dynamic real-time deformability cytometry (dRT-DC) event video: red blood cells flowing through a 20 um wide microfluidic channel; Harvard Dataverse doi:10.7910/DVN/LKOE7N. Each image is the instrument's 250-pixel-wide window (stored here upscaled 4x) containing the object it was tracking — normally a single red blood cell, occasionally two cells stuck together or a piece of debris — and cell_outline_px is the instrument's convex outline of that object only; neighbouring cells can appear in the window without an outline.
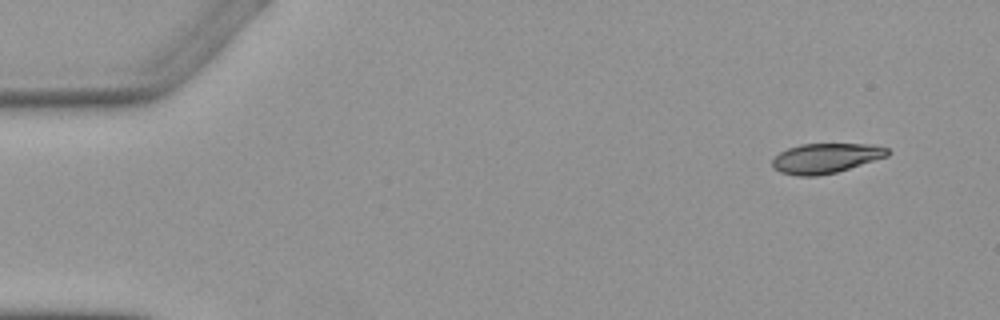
{"species": "Egyptian fruit bat (a non-hibernating species)", "species_latin": "Rousettus aegyptiacus", "temperature_condition": "warm", "stored_images_in_passage": 5, "camera_frame_rate_fps": 3000, "um_per_image_px": 0.085, "animal": {"sex": "female"}, "frame": {"image": 1, "passage_image": 1, "time_ms": 0.0, "image_size_px": [1000, 320], "cell_outline_px": [[892, 152], [888, 156], [836, 172], [816, 176], [796, 176], [780, 172], [772, 168], [772, 160], [780, 152], [788, 148], [800, 144], [872, 144], [888, 148]], "centroid_in_image_um": [70.19, 13.44], "position_along_channel_um": 14.8, "area_um2": 20.11}}
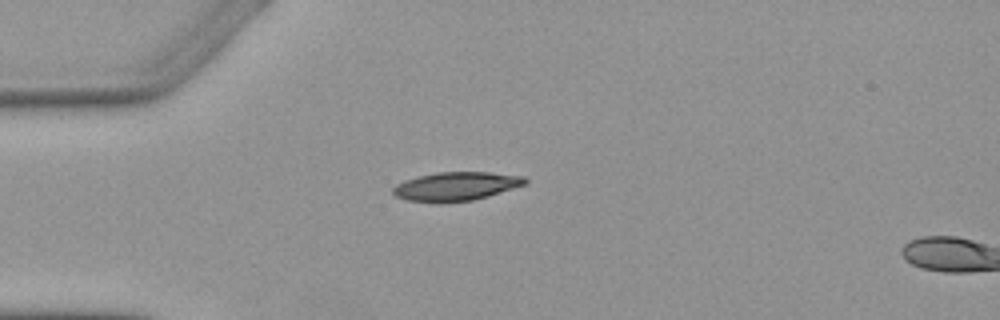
{"frame": {"image": 2, "passage_image": 4, "time_ms": 3.333, "image_size_px": [1000, 320], "cell_outline_px": [[528, 184], [488, 196], [472, 200], [440, 204], [436, 204], [408, 200], [392, 196], [392, 188], [396, 184], [404, 180], [416, 176], [436, 172], [488, 172], [524, 176], [528, 180]], "centroid_in_image_um": [38.72, 15.85], "position_along_channel_um": 46.3, "area_um2": 22.66}}